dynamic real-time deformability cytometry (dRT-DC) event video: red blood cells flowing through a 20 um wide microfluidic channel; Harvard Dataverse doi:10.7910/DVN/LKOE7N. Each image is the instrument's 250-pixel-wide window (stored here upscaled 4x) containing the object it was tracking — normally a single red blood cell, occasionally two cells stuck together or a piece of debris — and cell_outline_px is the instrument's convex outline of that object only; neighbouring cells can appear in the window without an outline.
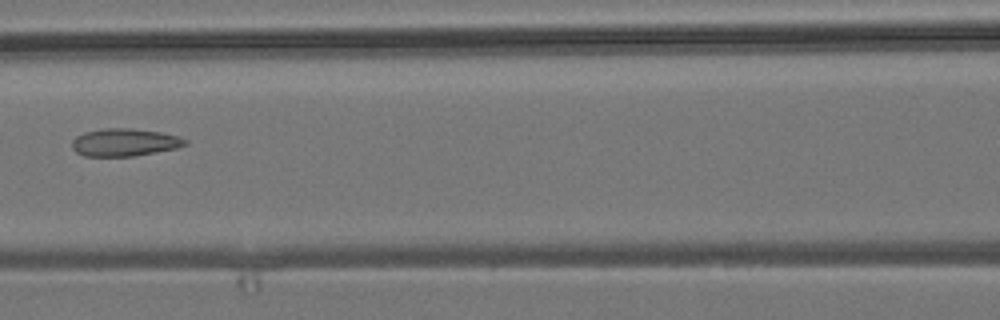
{"species": "common noctule bat (a hibernating species)", "species_latin": "Nyctalus noctula", "temperature_condition": "room temperature", "stored_images_in_passage": 3, "camera_frame_rate_fps": 3000, "um_per_image_px": 0.085, "animal": {"sex": "male", "body_mass_g": 19.2, "forearm_length_mm": 51.8}, "frame": {"image": 1, "passage_image": 3, "time_ms": 2.333, "image_size_px": [1000, 320], "cell_outline_px": [[188, 144], [176, 148], [136, 156], [84, 156], [76, 152], [72, 148], [72, 140], [76, 136], [84, 132], [104, 128], [132, 128], [160, 132], [180, 136], [188, 140]], "centroid_in_image_um": [10.6, 12.1], "position_along_channel_um": 156.0, "area_um2": 18.38}}